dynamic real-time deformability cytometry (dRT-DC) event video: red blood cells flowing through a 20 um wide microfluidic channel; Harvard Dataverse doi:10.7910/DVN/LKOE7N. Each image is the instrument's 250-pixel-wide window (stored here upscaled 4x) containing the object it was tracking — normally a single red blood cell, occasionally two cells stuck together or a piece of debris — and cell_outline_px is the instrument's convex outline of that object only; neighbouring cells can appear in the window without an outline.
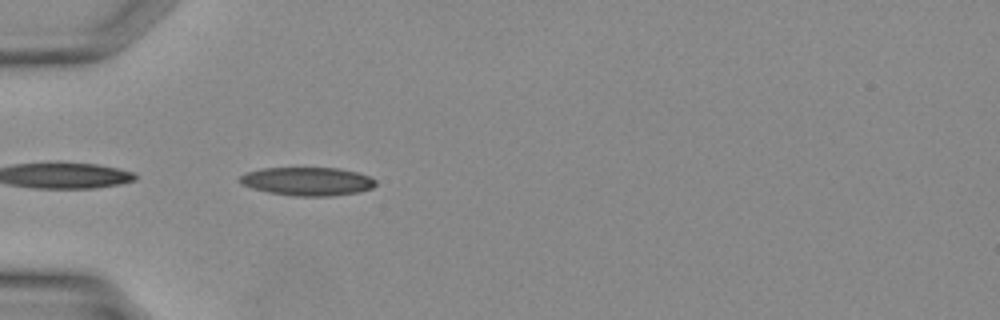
{"species": "Egyptian fruit bat (a non-hibernating species)", "species_latin": "Rousettus aegyptiacus", "temperature_condition": "warm", "stored_images_in_passage": 11, "camera_frame_rate_fps": 3000, "um_per_image_px": 0.085, "animal": {"sex": "female"}, "frame": {"image": 1, "passage_image": 7, "time_ms": 2.0, "image_size_px": [1000, 320], "cell_outline_px": [[376, 184], [372, 188], [356, 192], [332, 196], [296, 196], [268, 192], [252, 188], [240, 184], [240, 176], [248, 172], [264, 168], [340, 168], [356, 172], [368, 176], [376, 180]], "centroid_in_image_um": [26.13, 15.41], "position_along_channel_um": 58.9, "area_um2": 22.31}}